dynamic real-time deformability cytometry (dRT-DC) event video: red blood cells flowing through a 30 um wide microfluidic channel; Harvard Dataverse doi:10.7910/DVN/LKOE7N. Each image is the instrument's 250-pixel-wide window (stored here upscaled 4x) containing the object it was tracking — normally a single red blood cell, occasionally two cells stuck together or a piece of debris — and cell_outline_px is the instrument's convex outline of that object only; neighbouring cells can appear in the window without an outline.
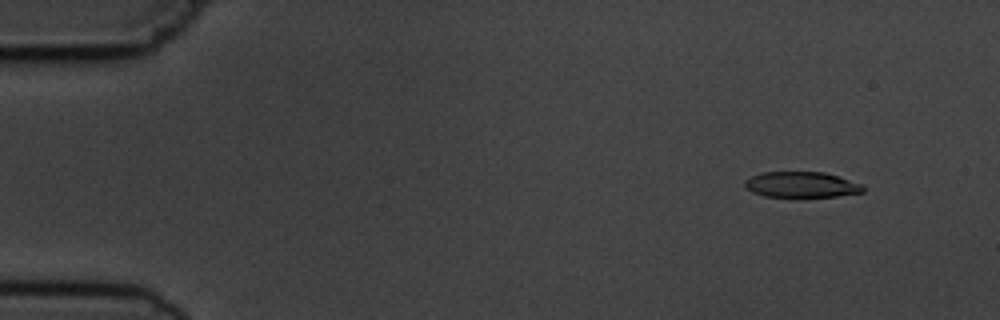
{"species": "common noctule bat (a hibernating species)", "species_latin": "Nyctalus noctula", "temperature_condition": "cold", "stored_images_in_passage": 4, "camera_frame_rate_fps": 3000, "um_per_image_px": 0.085, "animal": {"sex": "male", "body_mass_g": 19.5, "forearm_length_mm": 54.6}, "frame": {"image": 1, "passage_image": 1, "time_ms": 0.0, "image_size_px": [1000, 320], "cell_outline_px": [[864, 192], [836, 196], [764, 196], [752, 192], [744, 188], [744, 180], [760, 172], [824, 172], [860, 184], [864, 188]], "centroid_in_image_um": [68.05, 15.69], "position_along_channel_um": 16.9, "area_um2": 17.46}}
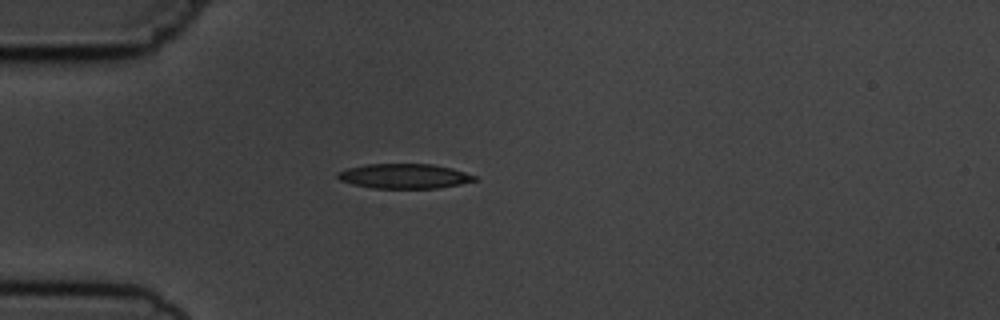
{"frame": {"image": 2, "passage_image": 4, "time_ms": 3.333, "image_size_px": [1000, 320], "cell_outline_px": [[476, 180], [460, 184], [436, 188], [372, 188], [352, 184], [340, 180], [336, 176], [336, 172], [348, 168], [364, 164], [432, 164], [452, 168], [476, 176]], "centroid_in_image_um": [34.32, 14.97], "position_along_channel_um": 50.7, "area_um2": 19.71}}